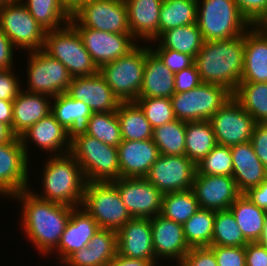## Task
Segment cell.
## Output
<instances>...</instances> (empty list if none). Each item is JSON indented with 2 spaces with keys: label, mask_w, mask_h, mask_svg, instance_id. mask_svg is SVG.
Masks as SVG:
<instances>
[{
  "label": "cell",
  "mask_w": 267,
  "mask_h": 266,
  "mask_svg": "<svg viewBox=\"0 0 267 266\" xmlns=\"http://www.w3.org/2000/svg\"><path fill=\"white\" fill-rule=\"evenodd\" d=\"M217 144L232 147L251 141L255 120L231 97L211 118Z\"/></svg>",
  "instance_id": "9a60e30c"
},
{
  "label": "cell",
  "mask_w": 267,
  "mask_h": 266,
  "mask_svg": "<svg viewBox=\"0 0 267 266\" xmlns=\"http://www.w3.org/2000/svg\"><path fill=\"white\" fill-rule=\"evenodd\" d=\"M155 261H172L178 265L191 249L186 242L183 224L156 215L150 218ZM159 259V260H158Z\"/></svg>",
  "instance_id": "d6986e66"
},
{
  "label": "cell",
  "mask_w": 267,
  "mask_h": 266,
  "mask_svg": "<svg viewBox=\"0 0 267 266\" xmlns=\"http://www.w3.org/2000/svg\"><path fill=\"white\" fill-rule=\"evenodd\" d=\"M21 1L45 31L57 30L70 23L72 15L64 8L60 0Z\"/></svg>",
  "instance_id": "d590c367"
},
{
  "label": "cell",
  "mask_w": 267,
  "mask_h": 266,
  "mask_svg": "<svg viewBox=\"0 0 267 266\" xmlns=\"http://www.w3.org/2000/svg\"><path fill=\"white\" fill-rule=\"evenodd\" d=\"M15 46L0 28V69H12Z\"/></svg>",
  "instance_id": "11a10c76"
},
{
  "label": "cell",
  "mask_w": 267,
  "mask_h": 266,
  "mask_svg": "<svg viewBox=\"0 0 267 266\" xmlns=\"http://www.w3.org/2000/svg\"><path fill=\"white\" fill-rule=\"evenodd\" d=\"M129 30L138 41H155L159 37V16L163 0H124Z\"/></svg>",
  "instance_id": "d4e9b609"
},
{
  "label": "cell",
  "mask_w": 267,
  "mask_h": 266,
  "mask_svg": "<svg viewBox=\"0 0 267 266\" xmlns=\"http://www.w3.org/2000/svg\"><path fill=\"white\" fill-rule=\"evenodd\" d=\"M194 64L203 83L220 85L233 94L244 69V34L227 40L204 41Z\"/></svg>",
  "instance_id": "7a4b0ae2"
},
{
  "label": "cell",
  "mask_w": 267,
  "mask_h": 266,
  "mask_svg": "<svg viewBox=\"0 0 267 266\" xmlns=\"http://www.w3.org/2000/svg\"><path fill=\"white\" fill-rule=\"evenodd\" d=\"M66 93L88 104L93 113L117 111L121 103L99 72L72 78Z\"/></svg>",
  "instance_id": "ffe728a7"
},
{
  "label": "cell",
  "mask_w": 267,
  "mask_h": 266,
  "mask_svg": "<svg viewBox=\"0 0 267 266\" xmlns=\"http://www.w3.org/2000/svg\"><path fill=\"white\" fill-rule=\"evenodd\" d=\"M70 153L81 166L87 182H112L120 178L117 147L85 134L71 142Z\"/></svg>",
  "instance_id": "5b68a950"
},
{
  "label": "cell",
  "mask_w": 267,
  "mask_h": 266,
  "mask_svg": "<svg viewBox=\"0 0 267 266\" xmlns=\"http://www.w3.org/2000/svg\"><path fill=\"white\" fill-rule=\"evenodd\" d=\"M12 69H0V100L13 101L22 89L21 81Z\"/></svg>",
  "instance_id": "681fc988"
},
{
  "label": "cell",
  "mask_w": 267,
  "mask_h": 266,
  "mask_svg": "<svg viewBox=\"0 0 267 266\" xmlns=\"http://www.w3.org/2000/svg\"><path fill=\"white\" fill-rule=\"evenodd\" d=\"M186 122L175 119L153 129V142L163 155H185Z\"/></svg>",
  "instance_id": "f35d334b"
},
{
  "label": "cell",
  "mask_w": 267,
  "mask_h": 266,
  "mask_svg": "<svg viewBox=\"0 0 267 266\" xmlns=\"http://www.w3.org/2000/svg\"><path fill=\"white\" fill-rule=\"evenodd\" d=\"M177 266H218L214 252L209 247L191 248Z\"/></svg>",
  "instance_id": "f907efd6"
},
{
  "label": "cell",
  "mask_w": 267,
  "mask_h": 266,
  "mask_svg": "<svg viewBox=\"0 0 267 266\" xmlns=\"http://www.w3.org/2000/svg\"><path fill=\"white\" fill-rule=\"evenodd\" d=\"M25 91L50 97L66 93L72 77L67 68L43 49L28 52Z\"/></svg>",
  "instance_id": "8fae6325"
},
{
  "label": "cell",
  "mask_w": 267,
  "mask_h": 266,
  "mask_svg": "<svg viewBox=\"0 0 267 266\" xmlns=\"http://www.w3.org/2000/svg\"><path fill=\"white\" fill-rule=\"evenodd\" d=\"M100 230L98 223L82 207L72 210L58 247L54 250L60 265L74 252L85 247Z\"/></svg>",
  "instance_id": "cb8c5ba5"
},
{
  "label": "cell",
  "mask_w": 267,
  "mask_h": 266,
  "mask_svg": "<svg viewBox=\"0 0 267 266\" xmlns=\"http://www.w3.org/2000/svg\"><path fill=\"white\" fill-rule=\"evenodd\" d=\"M2 5H3V3L0 1V12H1Z\"/></svg>",
  "instance_id": "003e7915"
},
{
  "label": "cell",
  "mask_w": 267,
  "mask_h": 266,
  "mask_svg": "<svg viewBox=\"0 0 267 266\" xmlns=\"http://www.w3.org/2000/svg\"><path fill=\"white\" fill-rule=\"evenodd\" d=\"M17 136L13 133L12 128L3 122H0V144L13 141Z\"/></svg>",
  "instance_id": "94428289"
},
{
  "label": "cell",
  "mask_w": 267,
  "mask_h": 266,
  "mask_svg": "<svg viewBox=\"0 0 267 266\" xmlns=\"http://www.w3.org/2000/svg\"><path fill=\"white\" fill-rule=\"evenodd\" d=\"M216 145V137L209 120L186 122L185 155L195 165Z\"/></svg>",
  "instance_id": "d6a6232c"
},
{
  "label": "cell",
  "mask_w": 267,
  "mask_h": 266,
  "mask_svg": "<svg viewBox=\"0 0 267 266\" xmlns=\"http://www.w3.org/2000/svg\"><path fill=\"white\" fill-rule=\"evenodd\" d=\"M70 23L82 37L86 50L98 68L127 55L139 45L132 34L111 33L85 28L73 16Z\"/></svg>",
  "instance_id": "7c38bea8"
},
{
  "label": "cell",
  "mask_w": 267,
  "mask_h": 266,
  "mask_svg": "<svg viewBox=\"0 0 267 266\" xmlns=\"http://www.w3.org/2000/svg\"><path fill=\"white\" fill-rule=\"evenodd\" d=\"M233 159L230 147L217 144L198 164L196 174L232 176Z\"/></svg>",
  "instance_id": "7bdbcfd3"
},
{
  "label": "cell",
  "mask_w": 267,
  "mask_h": 266,
  "mask_svg": "<svg viewBox=\"0 0 267 266\" xmlns=\"http://www.w3.org/2000/svg\"><path fill=\"white\" fill-rule=\"evenodd\" d=\"M122 140L152 139L153 128L136 102H121L117 111Z\"/></svg>",
  "instance_id": "1f68e13d"
},
{
  "label": "cell",
  "mask_w": 267,
  "mask_h": 266,
  "mask_svg": "<svg viewBox=\"0 0 267 266\" xmlns=\"http://www.w3.org/2000/svg\"><path fill=\"white\" fill-rule=\"evenodd\" d=\"M215 213L200 208L183 224L184 236L190 248L211 246Z\"/></svg>",
  "instance_id": "ab89813d"
},
{
  "label": "cell",
  "mask_w": 267,
  "mask_h": 266,
  "mask_svg": "<svg viewBox=\"0 0 267 266\" xmlns=\"http://www.w3.org/2000/svg\"><path fill=\"white\" fill-rule=\"evenodd\" d=\"M86 134L105 144L118 147L122 142V136L116 111L92 113Z\"/></svg>",
  "instance_id": "b9f144b4"
},
{
  "label": "cell",
  "mask_w": 267,
  "mask_h": 266,
  "mask_svg": "<svg viewBox=\"0 0 267 266\" xmlns=\"http://www.w3.org/2000/svg\"><path fill=\"white\" fill-rule=\"evenodd\" d=\"M49 157V158H48ZM41 176L42 192L29 190L38 198L70 207H81L87 183L82 168L69 152L48 156Z\"/></svg>",
  "instance_id": "3957f363"
},
{
  "label": "cell",
  "mask_w": 267,
  "mask_h": 266,
  "mask_svg": "<svg viewBox=\"0 0 267 266\" xmlns=\"http://www.w3.org/2000/svg\"><path fill=\"white\" fill-rule=\"evenodd\" d=\"M43 50L60 61L72 78L91 76L99 72L82 37L71 23L57 30L46 31Z\"/></svg>",
  "instance_id": "8992f818"
},
{
  "label": "cell",
  "mask_w": 267,
  "mask_h": 266,
  "mask_svg": "<svg viewBox=\"0 0 267 266\" xmlns=\"http://www.w3.org/2000/svg\"><path fill=\"white\" fill-rule=\"evenodd\" d=\"M156 47L149 44L150 49L160 58L164 65L171 70L173 74L193 66L195 58L186 53H179L176 50L164 49L159 44Z\"/></svg>",
  "instance_id": "bcb514c9"
},
{
  "label": "cell",
  "mask_w": 267,
  "mask_h": 266,
  "mask_svg": "<svg viewBox=\"0 0 267 266\" xmlns=\"http://www.w3.org/2000/svg\"><path fill=\"white\" fill-rule=\"evenodd\" d=\"M174 80L175 93L189 91L202 83L200 74L195 64L175 73Z\"/></svg>",
  "instance_id": "816d5d0a"
},
{
  "label": "cell",
  "mask_w": 267,
  "mask_h": 266,
  "mask_svg": "<svg viewBox=\"0 0 267 266\" xmlns=\"http://www.w3.org/2000/svg\"><path fill=\"white\" fill-rule=\"evenodd\" d=\"M233 159V172L237 188L245 193L267 179V169L255 154L251 141L230 147Z\"/></svg>",
  "instance_id": "484cf974"
},
{
  "label": "cell",
  "mask_w": 267,
  "mask_h": 266,
  "mask_svg": "<svg viewBox=\"0 0 267 266\" xmlns=\"http://www.w3.org/2000/svg\"><path fill=\"white\" fill-rule=\"evenodd\" d=\"M2 3H8V2H14V1H20V0H0Z\"/></svg>",
  "instance_id": "03108f58"
},
{
  "label": "cell",
  "mask_w": 267,
  "mask_h": 266,
  "mask_svg": "<svg viewBox=\"0 0 267 266\" xmlns=\"http://www.w3.org/2000/svg\"><path fill=\"white\" fill-rule=\"evenodd\" d=\"M196 165L186 156L160 154L145 178L162 194L192 189Z\"/></svg>",
  "instance_id": "5bb4252c"
},
{
  "label": "cell",
  "mask_w": 267,
  "mask_h": 266,
  "mask_svg": "<svg viewBox=\"0 0 267 266\" xmlns=\"http://www.w3.org/2000/svg\"><path fill=\"white\" fill-rule=\"evenodd\" d=\"M229 210L248 242H257L261 237L267 211L253 204L242 193L230 206Z\"/></svg>",
  "instance_id": "4dcf8cb0"
},
{
  "label": "cell",
  "mask_w": 267,
  "mask_h": 266,
  "mask_svg": "<svg viewBox=\"0 0 267 266\" xmlns=\"http://www.w3.org/2000/svg\"><path fill=\"white\" fill-rule=\"evenodd\" d=\"M20 139L28 159L30 142H34V146L36 145L41 151L50 153V156L63 155L71 151V141L68 138L67 130L51 113L32 125L20 136Z\"/></svg>",
  "instance_id": "44dd1931"
},
{
  "label": "cell",
  "mask_w": 267,
  "mask_h": 266,
  "mask_svg": "<svg viewBox=\"0 0 267 266\" xmlns=\"http://www.w3.org/2000/svg\"><path fill=\"white\" fill-rule=\"evenodd\" d=\"M246 266H267V249L258 242L245 246Z\"/></svg>",
  "instance_id": "db71d44e"
},
{
  "label": "cell",
  "mask_w": 267,
  "mask_h": 266,
  "mask_svg": "<svg viewBox=\"0 0 267 266\" xmlns=\"http://www.w3.org/2000/svg\"><path fill=\"white\" fill-rule=\"evenodd\" d=\"M81 207L100 229L118 231L133 218L112 182H87Z\"/></svg>",
  "instance_id": "ba28073f"
},
{
  "label": "cell",
  "mask_w": 267,
  "mask_h": 266,
  "mask_svg": "<svg viewBox=\"0 0 267 266\" xmlns=\"http://www.w3.org/2000/svg\"><path fill=\"white\" fill-rule=\"evenodd\" d=\"M155 260H141L124 257L117 253L107 266H155Z\"/></svg>",
  "instance_id": "680465c9"
},
{
  "label": "cell",
  "mask_w": 267,
  "mask_h": 266,
  "mask_svg": "<svg viewBox=\"0 0 267 266\" xmlns=\"http://www.w3.org/2000/svg\"><path fill=\"white\" fill-rule=\"evenodd\" d=\"M72 16L85 28L131 34L124 0H92L84 3Z\"/></svg>",
  "instance_id": "4fadbf2b"
},
{
  "label": "cell",
  "mask_w": 267,
  "mask_h": 266,
  "mask_svg": "<svg viewBox=\"0 0 267 266\" xmlns=\"http://www.w3.org/2000/svg\"><path fill=\"white\" fill-rule=\"evenodd\" d=\"M154 42H157L164 49L176 50L195 58L201 50L204 40L198 24L193 23L169 29L163 32Z\"/></svg>",
  "instance_id": "836d02e7"
},
{
  "label": "cell",
  "mask_w": 267,
  "mask_h": 266,
  "mask_svg": "<svg viewBox=\"0 0 267 266\" xmlns=\"http://www.w3.org/2000/svg\"><path fill=\"white\" fill-rule=\"evenodd\" d=\"M232 97L256 123H267V82H240Z\"/></svg>",
  "instance_id": "e575fe53"
},
{
  "label": "cell",
  "mask_w": 267,
  "mask_h": 266,
  "mask_svg": "<svg viewBox=\"0 0 267 266\" xmlns=\"http://www.w3.org/2000/svg\"><path fill=\"white\" fill-rule=\"evenodd\" d=\"M51 100V114L67 130L69 140L72 142L78 136L85 135L93 113L89 105L73 99L67 93L59 94Z\"/></svg>",
  "instance_id": "83f0119b"
},
{
  "label": "cell",
  "mask_w": 267,
  "mask_h": 266,
  "mask_svg": "<svg viewBox=\"0 0 267 266\" xmlns=\"http://www.w3.org/2000/svg\"><path fill=\"white\" fill-rule=\"evenodd\" d=\"M197 23V0H163L159 16V36L172 28Z\"/></svg>",
  "instance_id": "8d00e7d4"
},
{
  "label": "cell",
  "mask_w": 267,
  "mask_h": 266,
  "mask_svg": "<svg viewBox=\"0 0 267 266\" xmlns=\"http://www.w3.org/2000/svg\"><path fill=\"white\" fill-rule=\"evenodd\" d=\"M92 0H60L64 8L73 15L84 3Z\"/></svg>",
  "instance_id": "6125c7cd"
},
{
  "label": "cell",
  "mask_w": 267,
  "mask_h": 266,
  "mask_svg": "<svg viewBox=\"0 0 267 266\" xmlns=\"http://www.w3.org/2000/svg\"><path fill=\"white\" fill-rule=\"evenodd\" d=\"M200 209L192 189L163 194L161 214L164 218L184 224Z\"/></svg>",
  "instance_id": "74e56055"
},
{
  "label": "cell",
  "mask_w": 267,
  "mask_h": 266,
  "mask_svg": "<svg viewBox=\"0 0 267 266\" xmlns=\"http://www.w3.org/2000/svg\"><path fill=\"white\" fill-rule=\"evenodd\" d=\"M259 26L267 34V17L259 24Z\"/></svg>",
  "instance_id": "e7e4bbea"
},
{
  "label": "cell",
  "mask_w": 267,
  "mask_h": 266,
  "mask_svg": "<svg viewBox=\"0 0 267 266\" xmlns=\"http://www.w3.org/2000/svg\"><path fill=\"white\" fill-rule=\"evenodd\" d=\"M197 24L204 41L241 36L252 26L234 0H197Z\"/></svg>",
  "instance_id": "277c9868"
},
{
  "label": "cell",
  "mask_w": 267,
  "mask_h": 266,
  "mask_svg": "<svg viewBox=\"0 0 267 266\" xmlns=\"http://www.w3.org/2000/svg\"><path fill=\"white\" fill-rule=\"evenodd\" d=\"M145 60L146 45H137L127 55L99 68V73L120 102H135L139 97Z\"/></svg>",
  "instance_id": "52a82bcc"
},
{
  "label": "cell",
  "mask_w": 267,
  "mask_h": 266,
  "mask_svg": "<svg viewBox=\"0 0 267 266\" xmlns=\"http://www.w3.org/2000/svg\"><path fill=\"white\" fill-rule=\"evenodd\" d=\"M117 244V253L124 257L155 260L150 219H130L117 231Z\"/></svg>",
  "instance_id": "7402d4cb"
},
{
  "label": "cell",
  "mask_w": 267,
  "mask_h": 266,
  "mask_svg": "<svg viewBox=\"0 0 267 266\" xmlns=\"http://www.w3.org/2000/svg\"><path fill=\"white\" fill-rule=\"evenodd\" d=\"M244 194L253 204L267 211V179L258 186L249 188Z\"/></svg>",
  "instance_id": "9f6ffc18"
},
{
  "label": "cell",
  "mask_w": 267,
  "mask_h": 266,
  "mask_svg": "<svg viewBox=\"0 0 267 266\" xmlns=\"http://www.w3.org/2000/svg\"><path fill=\"white\" fill-rule=\"evenodd\" d=\"M135 102L143 110L153 129L176 119L171 98H137Z\"/></svg>",
  "instance_id": "f6af8a7d"
},
{
  "label": "cell",
  "mask_w": 267,
  "mask_h": 266,
  "mask_svg": "<svg viewBox=\"0 0 267 266\" xmlns=\"http://www.w3.org/2000/svg\"><path fill=\"white\" fill-rule=\"evenodd\" d=\"M117 231L100 229L86 245L93 254V266H107L117 255Z\"/></svg>",
  "instance_id": "ee69618b"
},
{
  "label": "cell",
  "mask_w": 267,
  "mask_h": 266,
  "mask_svg": "<svg viewBox=\"0 0 267 266\" xmlns=\"http://www.w3.org/2000/svg\"><path fill=\"white\" fill-rule=\"evenodd\" d=\"M13 101L0 100V122L8 124L12 128Z\"/></svg>",
  "instance_id": "91938a15"
},
{
  "label": "cell",
  "mask_w": 267,
  "mask_h": 266,
  "mask_svg": "<svg viewBox=\"0 0 267 266\" xmlns=\"http://www.w3.org/2000/svg\"><path fill=\"white\" fill-rule=\"evenodd\" d=\"M248 243L232 212L216 211L211 246L245 247Z\"/></svg>",
  "instance_id": "60d3db41"
},
{
  "label": "cell",
  "mask_w": 267,
  "mask_h": 266,
  "mask_svg": "<svg viewBox=\"0 0 267 266\" xmlns=\"http://www.w3.org/2000/svg\"><path fill=\"white\" fill-rule=\"evenodd\" d=\"M257 242L267 249V217L264 222V228H263L261 237L259 238Z\"/></svg>",
  "instance_id": "be15d7a7"
},
{
  "label": "cell",
  "mask_w": 267,
  "mask_h": 266,
  "mask_svg": "<svg viewBox=\"0 0 267 266\" xmlns=\"http://www.w3.org/2000/svg\"><path fill=\"white\" fill-rule=\"evenodd\" d=\"M251 143L255 154L267 169V123H256Z\"/></svg>",
  "instance_id": "f5cc1de1"
},
{
  "label": "cell",
  "mask_w": 267,
  "mask_h": 266,
  "mask_svg": "<svg viewBox=\"0 0 267 266\" xmlns=\"http://www.w3.org/2000/svg\"><path fill=\"white\" fill-rule=\"evenodd\" d=\"M192 190L199 207L213 211L229 210L242 194L232 176L195 174Z\"/></svg>",
  "instance_id": "ac0fdd59"
},
{
  "label": "cell",
  "mask_w": 267,
  "mask_h": 266,
  "mask_svg": "<svg viewBox=\"0 0 267 266\" xmlns=\"http://www.w3.org/2000/svg\"><path fill=\"white\" fill-rule=\"evenodd\" d=\"M232 97L226 88L209 83L171 97L175 118L185 122L210 120Z\"/></svg>",
  "instance_id": "9c48e42d"
},
{
  "label": "cell",
  "mask_w": 267,
  "mask_h": 266,
  "mask_svg": "<svg viewBox=\"0 0 267 266\" xmlns=\"http://www.w3.org/2000/svg\"><path fill=\"white\" fill-rule=\"evenodd\" d=\"M64 266H93L92 250L86 246L72 253L63 263ZM66 264V265H65Z\"/></svg>",
  "instance_id": "6f0895ef"
},
{
  "label": "cell",
  "mask_w": 267,
  "mask_h": 266,
  "mask_svg": "<svg viewBox=\"0 0 267 266\" xmlns=\"http://www.w3.org/2000/svg\"><path fill=\"white\" fill-rule=\"evenodd\" d=\"M240 13L251 25H259L267 17V0H234Z\"/></svg>",
  "instance_id": "c3c4849f"
},
{
  "label": "cell",
  "mask_w": 267,
  "mask_h": 266,
  "mask_svg": "<svg viewBox=\"0 0 267 266\" xmlns=\"http://www.w3.org/2000/svg\"><path fill=\"white\" fill-rule=\"evenodd\" d=\"M117 148L120 178L145 177L160 155L153 139L122 140Z\"/></svg>",
  "instance_id": "603a6c76"
},
{
  "label": "cell",
  "mask_w": 267,
  "mask_h": 266,
  "mask_svg": "<svg viewBox=\"0 0 267 266\" xmlns=\"http://www.w3.org/2000/svg\"><path fill=\"white\" fill-rule=\"evenodd\" d=\"M175 94L174 74L146 46L143 83L138 98H171Z\"/></svg>",
  "instance_id": "f546056e"
},
{
  "label": "cell",
  "mask_w": 267,
  "mask_h": 266,
  "mask_svg": "<svg viewBox=\"0 0 267 266\" xmlns=\"http://www.w3.org/2000/svg\"><path fill=\"white\" fill-rule=\"evenodd\" d=\"M49 98V99H48ZM52 97L20 90L13 100L12 131L20 137L32 125L51 113Z\"/></svg>",
  "instance_id": "f1b7e54d"
},
{
  "label": "cell",
  "mask_w": 267,
  "mask_h": 266,
  "mask_svg": "<svg viewBox=\"0 0 267 266\" xmlns=\"http://www.w3.org/2000/svg\"><path fill=\"white\" fill-rule=\"evenodd\" d=\"M21 209V229L39 254L50 256L60 243L65 226L75 207L38 198L29 189L15 194Z\"/></svg>",
  "instance_id": "6da1fadb"
},
{
  "label": "cell",
  "mask_w": 267,
  "mask_h": 266,
  "mask_svg": "<svg viewBox=\"0 0 267 266\" xmlns=\"http://www.w3.org/2000/svg\"><path fill=\"white\" fill-rule=\"evenodd\" d=\"M218 266H246L245 247L209 246Z\"/></svg>",
  "instance_id": "7dc6e473"
},
{
  "label": "cell",
  "mask_w": 267,
  "mask_h": 266,
  "mask_svg": "<svg viewBox=\"0 0 267 266\" xmlns=\"http://www.w3.org/2000/svg\"><path fill=\"white\" fill-rule=\"evenodd\" d=\"M28 163L20 137L0 144V196L11 198L29 189Z\"/></svg>",
  "instance_id": "e0dca14e"
},
{
  "label": "cell",
  "mask_w": 267,
  "mask_h": 266,
  "mask_svg": "<svg viewBox=\"0 0 267 266\" xmlns=\"http://www.w3.org/2000/svg\"><path fill=\"white\" fill-rule=\"evenodd\" d=\"M0 28L16 49L29 52L44 47L46 31L32 17L21 0L3 3Z\"/></svg>",
  "instance_id": "30bf717a"
},
{
  "label": "cell",
  "mask_w": 267,
  "mask_h": 266,
  "mask_svg": "<svg viewBox=\"0 0 267 266\" xmlns=\"http://www.w3.org/2000/svg\"><path fill=\"white\" fill-rule=\"evenodd\" d=\"M240 82H267V34L259 25L244 33V69Z\"/></svg>",
  "instance_id": "4316f807"
},
{
  "label": "cell",
  "mask_w": 267,
  "mask_h": 266,
  "mask_svg": "<svg viewBox=\"0 0 267 266\" xmlns=\"http://www.w3.org/2000/svg\"><path fill=\"white\" fill-rule=\"evenodd\" d=\"M133 218L150 219L161 214L163 194L145 177L112 181Z\"/></svg>",
  "instance_id": "2e32d148"
}]
</instances>
